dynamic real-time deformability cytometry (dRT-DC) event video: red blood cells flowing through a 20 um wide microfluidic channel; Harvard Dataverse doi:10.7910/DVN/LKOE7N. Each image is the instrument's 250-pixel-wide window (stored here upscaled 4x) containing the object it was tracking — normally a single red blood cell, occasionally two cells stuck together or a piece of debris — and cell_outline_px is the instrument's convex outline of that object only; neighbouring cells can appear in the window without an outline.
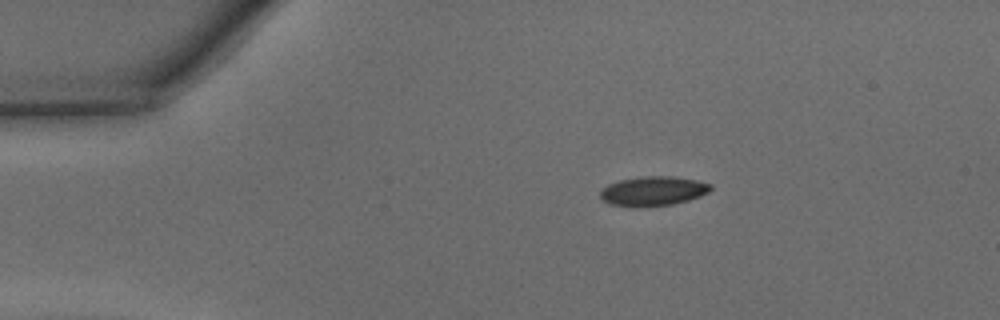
{"species": "common noctule bat (a hibernating species)", "species_latin": "Nyctalus noctula", "temperature_condition": "warm", "stored_images_in_passage": 39, "camera_frame_rate_fps": 3000, "um_per_image_px": 0.085, "animal": {"sex": "male", "body_mass_g": 15.6}, "frame": {"image": 1, "passage_image": 1, "time_ms": 0.0, "image_size_px": [1000, 320], "cell_outline_px": [[712, 188], [708, 192], [700, 196], [688, 200], [672, 204], [608, 204], [600, 196], [600, 192], [608, 184], [620, 180], [640, 176], [668, 176], [696, 180], [712, 184]], "centroid_in_image_um": [55.56, 16.19], "position_along_channel_um": 29.4, "area_um2": 18.09}}
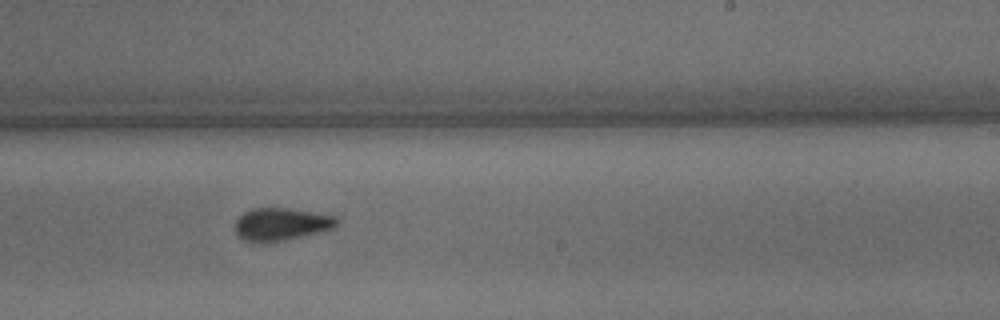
{"frame": {"image": 2, "passage_image": 21, "time_ms": 6.667, "image_size_px": [1000, 320], "cell_outline_px": [[336, 224], [332, 228], [284, 240], [256, 244], [244, 240], [236, 232], [236, 220], [244, 212], [252, 208], [288, 208], [336, 216]], "centroid_in_image_um": [23.84, 19.06], "position_along_channel_um": 265.2, "area_um2": 19.02}}
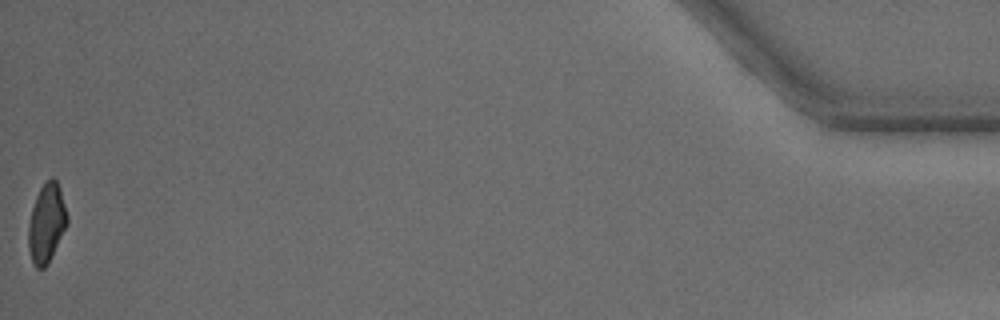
{"frame": {"image": 3, "passage_image": 39, "time_ms": 12.667, "image_size_px": [1000, 320], "cell_outline_px": [[68, 224], [48, 264], [44, 268], [36, 268], [32, 260], [28, 248], [28, 224], [32, 208], [36, 196], [40, 188], [52, 176], [56, 180], [60, 188], [68, 216]], "centroid_in_image_um": [3.96, 18.98], "position_along_channel_um": 431.2, "area_um2": 17.86}, "authors_computed_cell_mechanics": {"area_um2": 19.074, "velocity_mm_per_s": 4.3649, "shape_relaxation_time_tau1_ms": 4.5224, "shape_relaxation_time_tau2_ms": 2.019, "deformation_change_tau1": 0.1465, "deformation_change_tau2": 0.0814}}